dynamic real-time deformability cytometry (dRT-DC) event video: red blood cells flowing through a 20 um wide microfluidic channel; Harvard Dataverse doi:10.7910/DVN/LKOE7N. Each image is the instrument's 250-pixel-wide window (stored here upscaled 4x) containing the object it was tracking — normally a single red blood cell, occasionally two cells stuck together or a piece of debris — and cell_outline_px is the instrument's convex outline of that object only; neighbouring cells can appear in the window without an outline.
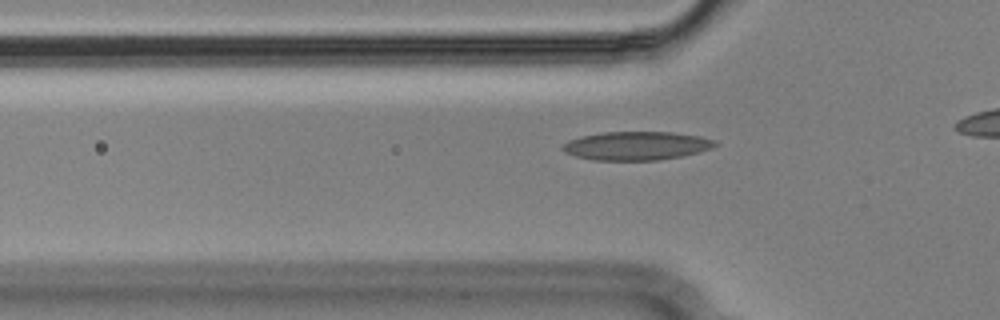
{"species": "Egyptian fruit bat (a non-hibernating species)", "species_latin": "Rousettus aegyptiacus", "temperature_condition": "cold", "stored_images_in_passage": 33, "camera_frame_rate_fps": 3000, "um_per_image_px": 0.085, "animal": {"sex": "male"}, "frame": {"image": 1, "passage_image": 6, "time_ms": 1.667, "image_size_px": [1000, 320], "cell_outline_px": [[720, 144], [712, 148], [680, 156], [656, 160], [592, 160], [576, 156], [564, 152], [560, 148], [568, 140], [584, 136], [604, 132], [672, 132], [700, 136], [716, 140]], "centroid_in_image_um": [54.11, 12.39], "position_along_channel_um": 71.7, "area_um2": 25.26}}
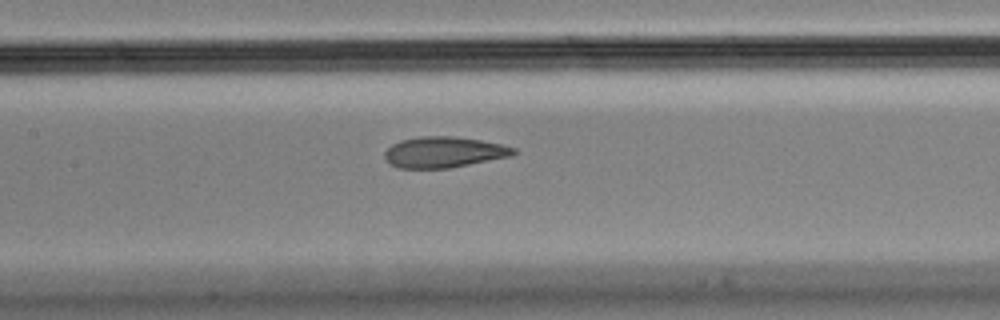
{"frame": {"image": 2, "passage_image": 14, "time_ms": 4.333, "image_size_px": [1000, 320], "cell_outline_px": [[516, 152], [512, 156], [452, 168], [396, 168], [388, 164], [384, 160], [384, 152], [392, 144], [400, 140], [420, 136], [456, 136], [480, 140], [500, 144], [516, 148]], "centroid_in_image_um": [37.7, 12.94], "position_along_channel_um": 169.7, "area_um2": 23.52}}
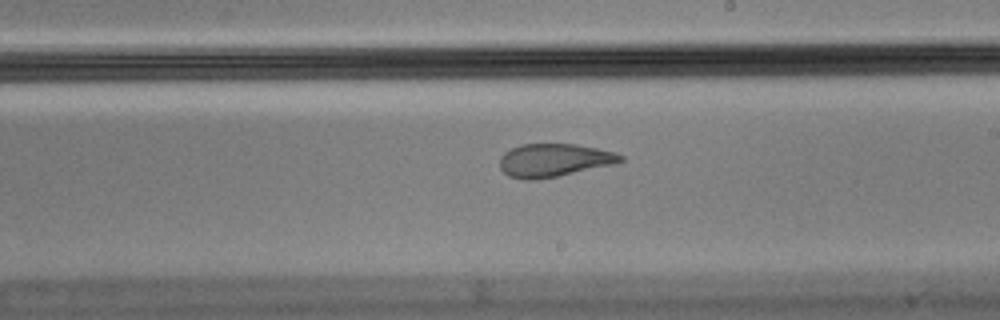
{"frame": {"image": 3, "passage_image": 20, "time_ms": 6.333, "image_size_px": [1000, 320], "cell_outline_px": [[624, 160], [616, 164], [556, 176], [532, 180], [528, 180], [508, 176], [500, 168], [500, 156], [504, 152], [520, 144], [576, 144], [616, 152], [624, 156]], "centroid_in_image_um": [47.1, 13.61], "position_along_channel_um": 241.9, "area_um2": 23.29}}